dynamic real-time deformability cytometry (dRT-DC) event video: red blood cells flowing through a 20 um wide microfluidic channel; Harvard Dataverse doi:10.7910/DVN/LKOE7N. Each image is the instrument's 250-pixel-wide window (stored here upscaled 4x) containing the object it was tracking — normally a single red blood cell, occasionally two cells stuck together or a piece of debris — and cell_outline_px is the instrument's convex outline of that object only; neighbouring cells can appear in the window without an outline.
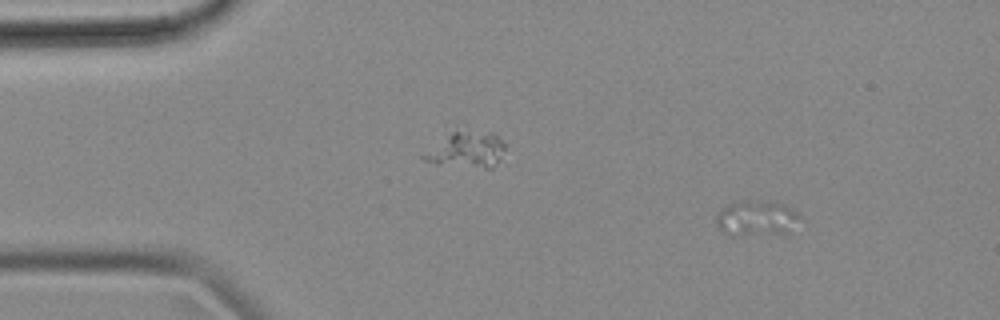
{"species": "common noctule bat (a hibernating species)", "species_latin": "Nyctalus noctula", "temperature_condition": "cold", "stored_images_in_passage": 9, "camera_frame_rate_fps": 3000, "um_per_image_px": 0.085, "animal": {"sex": "female", "body_mass_g": 18.4}, "frame": {"image": 1, "passage_image": 2, "time_ms": 0.333, "image_size_px": [1000, 320], "cell_outline_px": [[800, 216], [788, 232], [732, 236], [724, 232], [716, 224], [716, 216], [724, 208], [732, 204], [748, 200], [768, 200], [780, 204], [788, 208]], "centroid_in_image_um": [64.25, 18.55], "position_along_channel_um": 20.7, "area_um2": 16.59}}